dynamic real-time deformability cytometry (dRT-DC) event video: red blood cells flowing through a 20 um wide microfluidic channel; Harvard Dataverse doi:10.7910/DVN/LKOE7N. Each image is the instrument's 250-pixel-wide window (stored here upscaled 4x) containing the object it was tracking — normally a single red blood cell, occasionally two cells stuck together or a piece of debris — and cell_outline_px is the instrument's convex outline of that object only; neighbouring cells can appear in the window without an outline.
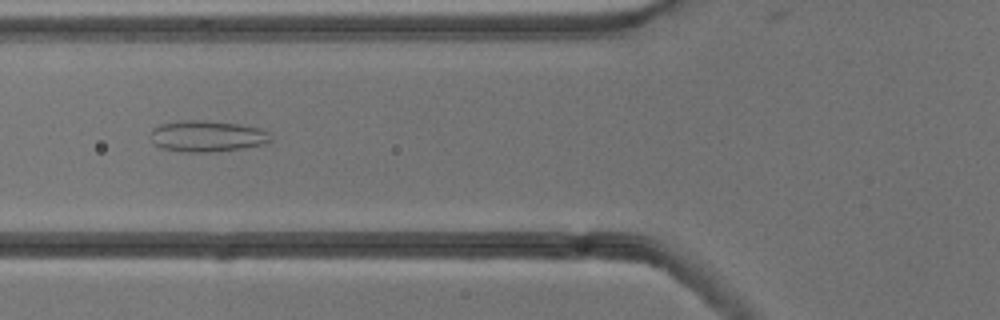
{"species": "common noctule bat (a hibernating species)", "species_latin": "Nyctalus noctula", "temperature_condition": "cold", "stored_images_in_passage": 41, "camera_frame_rate_fps": 3000, "um_per_image_px": 0.085, "animal": {"sex": "male", "body_mass_g": 13.3}, "frame": {"image": 1, "passage_image": 8, "time_ms": 2.333, "image_size_px": [1000, 320], "cell_outline_px": [[272, 140], [264, 144], [240, 148], [212, 152], [188, 152], [160, 148], [152, 140], [152, 128], [160, 124], [184, 120], [204, 120], [240, 124], [260, 128], [268, 132]], "centroid_in_image_um": [17.61, 11.57], "position_along_channel_um": 108.2, "area_um2": 21.73}}
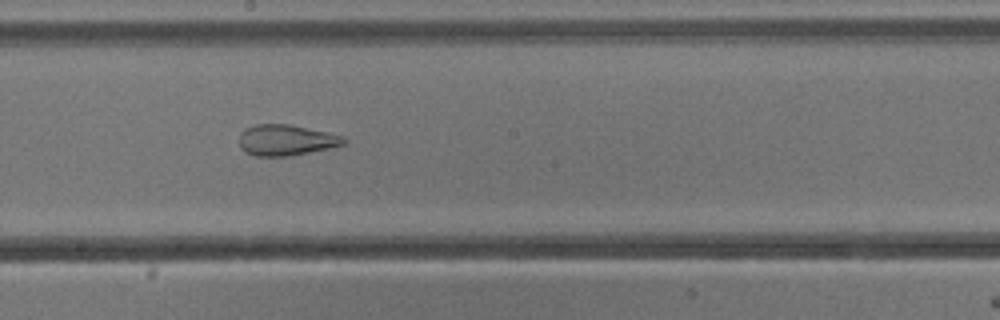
{"frame": {"image": 2, "passage_image": 17, "time_ms": 5.333, "image_size_px": [1000, 320], "cell_outline_px": [[348, 140], [344, 144], [328, 148], [288, 156], [256, 156], [244, 152], [240, 148], [240, 132], [244, 128], [256, 124], [288, 124], [328, 132], [344, 136]], "centroid_in_image_um": [24.29, 11.9], "position_along_channel_um": 223.9, "area_um2": 18.84}}
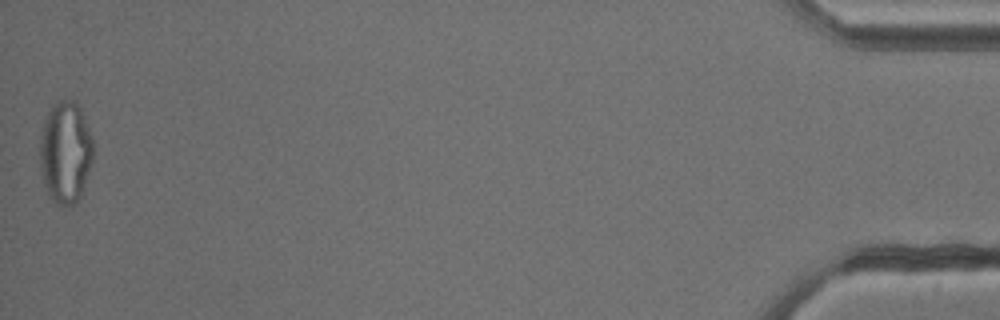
{"frame": {"image": 3, "passage_image": 41, "time_ms": 13.333, "image_size_px": [1000, 320], "cell_outline_px": [[92, 160], [80, 196], [72, 204], [56, 204], [52, 200], [44, 184], [40, 164], [40, 136], [44, 120], [52, 104], [60, 100], [76, 100], [84, 116], [92, 140]], "centroid_in_image_um": [5.54, 12.89], "position_along_channel_um": 429.7, "area_um2": 31.27}, "authors_computed_cell_mechanics": {"area_um2": 24.6228, "velocity_mm_per_s": 3.8276, "shape_relaxation_time_tau1_ms": null, "shape_relaxation_time_tau2_ms": 1.6367, "deformation_change_tau1": null, "deformation_change_tau2": 0.1046}}